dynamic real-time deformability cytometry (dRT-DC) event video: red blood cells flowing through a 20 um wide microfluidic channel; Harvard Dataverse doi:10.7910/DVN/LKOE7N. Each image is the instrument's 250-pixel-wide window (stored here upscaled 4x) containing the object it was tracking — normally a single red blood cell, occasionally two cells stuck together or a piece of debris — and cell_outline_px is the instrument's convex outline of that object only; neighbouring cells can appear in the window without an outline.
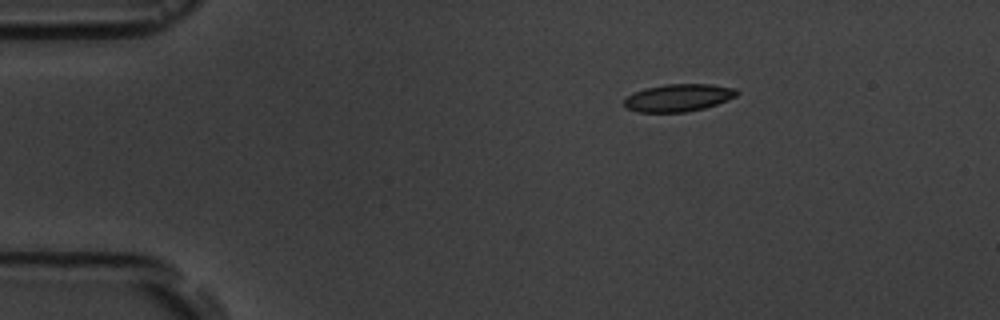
{"species": "common noctule bat (a hibernating species)", "species_latin": "Nyctalus noctula", "temperature_condition": "room temperature", "stored_images_in_passage": 3, "camera_frame_rate_fps": 3000, "um_per_image_px": 0.085, "animal": {"sex": "male", "body_mass_g": 19.5, "forearm_length_mm": 54.6}, "frame": {"image": 1, "passage_image": 1, "time_ms": 0.0, "image_size_px": [1000, 320], "cell_outline_px": [[740, 92], [736, 96], [716, 104], [704, 108], [684, 112], [636, 112], [624, 108], [624, 100], [632, 92], [644, 88], [664, 84], [712, 84], [736, 88]], "centroid_in_image_um": [57.63, 8.3], "position_along_channel_um": 27.4, "area_um2": 18.21}}
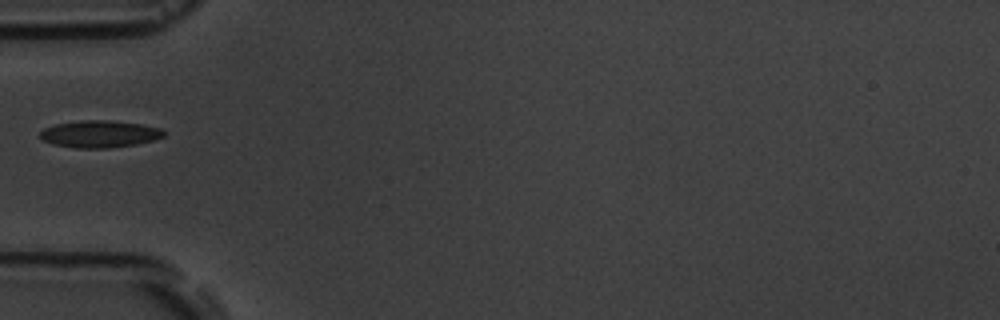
{"frame": {"image": 2, "passage_image": 3, "time_ms": 3.0, "image_size_px": [1000, 320], "cell_outline_px": [[164, 136], [152, 140], [136, 144], [108, 148], [76, 148], [52, 144], [44, 140], [40, 136], [40, 132], [44, 128], [56, 124], [80, 120], [108, 120], [140, 124], [160, 128], [164, 132]], "centroid_in_image_um": [8.44, 11.39], "position_along_channel_um": 76.6, "area_um2": 19.36}}